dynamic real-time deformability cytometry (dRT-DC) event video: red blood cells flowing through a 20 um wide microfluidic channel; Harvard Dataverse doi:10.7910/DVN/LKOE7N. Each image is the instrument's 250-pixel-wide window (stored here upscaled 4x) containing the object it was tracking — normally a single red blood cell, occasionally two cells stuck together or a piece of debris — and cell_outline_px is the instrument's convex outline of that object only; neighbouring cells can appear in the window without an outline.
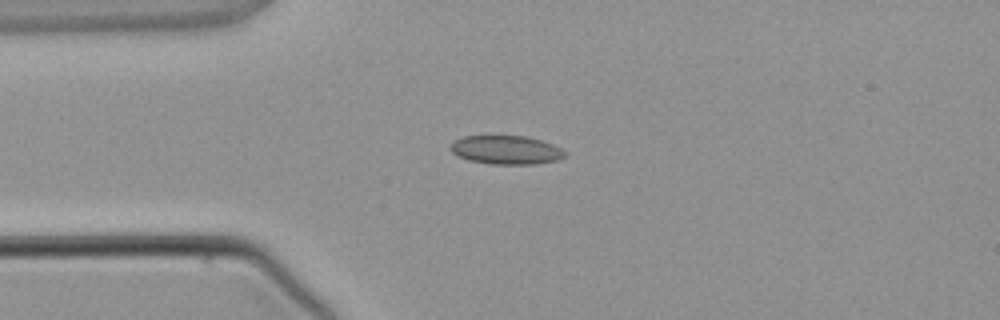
{"species": "common noctule bat (a hibernating species)", "species_latin": "Nyctalus noctula", "temperature_condition": "warm", "stored_images_in_passage": 1, "camera_frame_rate_fps": 3000, "um_per_image_px": 0.085, "animal": {"sex": "male", "body_mass_g": 21.5, "forearm_length_mm": 52.0}, "frame": {"image": 1, "passage_image": 1, "time_ms": 0.0, "image_size_px": [1000, 320], "cell_outline_px": [[564, 156], [556, 160], [536, 164], [492, 164], [468, 160], [452, 152], [448, 148], [456, 140], [464, 136], [524, 136], [540, 140], [552, 144], [560, 148], [564, 152]], "centroid_in_image_um": [43.0, 12.75], "position_along_channel_um": 42.0, "area_um2": 18.84}}